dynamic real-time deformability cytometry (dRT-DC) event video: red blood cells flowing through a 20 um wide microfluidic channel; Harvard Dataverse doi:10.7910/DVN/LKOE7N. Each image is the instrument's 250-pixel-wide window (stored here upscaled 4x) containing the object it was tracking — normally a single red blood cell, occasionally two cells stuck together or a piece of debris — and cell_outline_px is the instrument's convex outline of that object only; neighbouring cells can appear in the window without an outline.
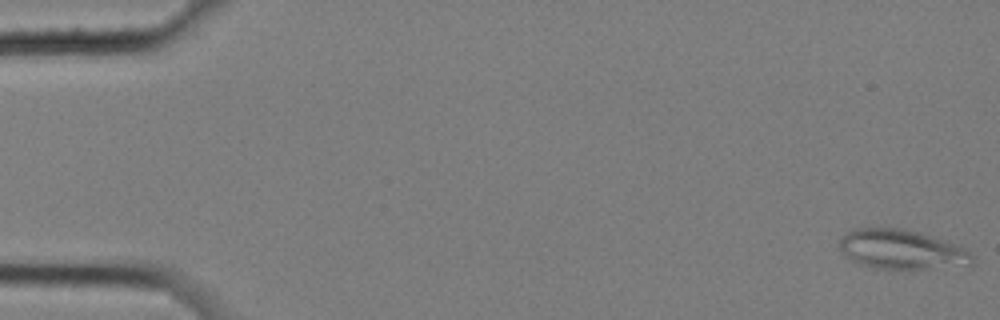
{"species": "common noctule bat (a hibernating species)", "species_latin": "Nyctalus noctula", "temperature_condition": "cold", "stored_images_in_passage": 7, "camera_frame_rate_fps": 3000, "um_per_image_px": 0.085, "animal": {"sex": "female", "body_mass_g": 25.1}, "frame": {"image": 1, "passage_image": 1, "time_ms": 0.0, "image_size_px": [1000, 320], "cell_outline_px": [[972, 268], [876, 268], [860, 264], [852, 260], [840, 248], [840, 240], [848, 232], [856, 228], [900, 228], [916, 232], [956, 244], [964, 248], [972, 256]], "centroid_in_image_um": [76.71, 21.23], "position_along_channel_um": 8.3, "area_um2": 30.23}}